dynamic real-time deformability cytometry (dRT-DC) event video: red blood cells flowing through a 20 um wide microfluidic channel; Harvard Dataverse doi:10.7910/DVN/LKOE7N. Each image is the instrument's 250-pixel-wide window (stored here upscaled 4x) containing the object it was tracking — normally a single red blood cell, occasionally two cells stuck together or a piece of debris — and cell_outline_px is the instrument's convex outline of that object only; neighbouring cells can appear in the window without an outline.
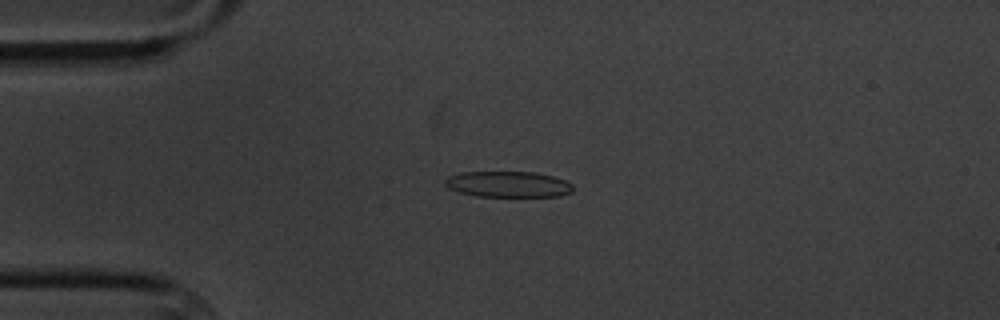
{"species": "common noctule bat (a hibernating species)", "species_latin": "Nyctalus noctula", "temperature_condition": "cold", "stored_images_in_passage": 4, "camera_frame_rate_fps": 3000, "um_per_image_px": 0.085, "animal": {"sex": "male", "body_mass_g": 20.1, "forearm_length_mm": 53.5}, "frame": {"image": 1, "passage_image": 3, "time_ms": 3.333, "image_size_px": [1000, 320], "cell_outline_px": [[572, 192], [560, 196], [476, 196], [460, 192], [448, 188], [444, 184], [444, 180], [448, 176], [460, 172], [532, 172], [552, 176], [564, 180], [572, 184]], "centroid_in_image_um": [43.16, 15.66], "position_along_channel_um": 41.8, "area_um2": 19.25}}